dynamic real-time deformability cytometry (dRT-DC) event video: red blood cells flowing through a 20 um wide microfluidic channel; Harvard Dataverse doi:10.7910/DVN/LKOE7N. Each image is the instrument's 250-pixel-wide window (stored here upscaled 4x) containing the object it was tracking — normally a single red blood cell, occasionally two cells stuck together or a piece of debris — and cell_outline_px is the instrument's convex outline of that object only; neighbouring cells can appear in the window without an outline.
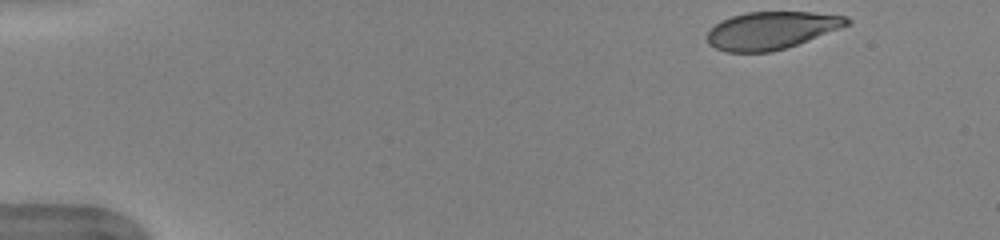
{"species": "human", "species_latin": "Homo sapiens", "temperature_condition": "warm", "stored_images_in_passage": 47, "camera_frame_rate_fps": 3000, "um_per_image_px": 0.085, "donor": {"sex": "female"}, "frame": {"image": 1, "passage_image": 1, "time_ms": 0.0, "image_size_px": [1000, 240], "cell_outline_px": [[852, 24], [796, 44], [772, 52], [724, 52], [708, 44], [708, 32], [720, 20], [744, 12], [812, 12], [848, 16], [852, 20]], "centroid_in_image_um": [65.59, 2.57], "position_along_channel_um": 19.4, "area_um2": 30.58}}
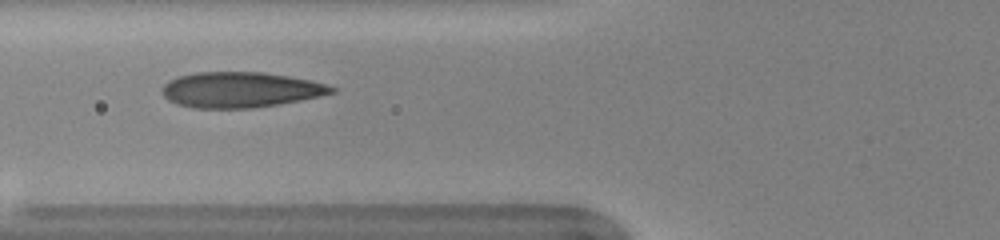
{"frame": {"image": 2, "passage_image": 16, "time_ms": 5.0, "image_size_px": [1000, 240], "cell_outline_px": [[336, 92], [320, 96], [280, 104], [252, 108], [192, 108], [176, 104], [168, 100], [160, 92], [160, 88], [168, 80], [176, 76], [196, 72], [264, 72], [312, 80], [336, 88]], "centroid_in_image_um": [20.38, 7.63], "position_along_channel_um": 105.4, "area_um2": 35.37}}
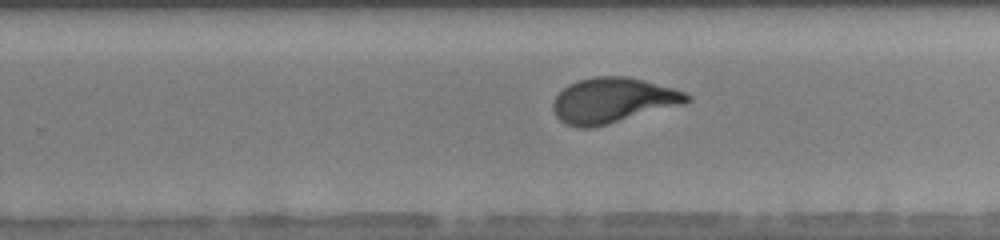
{"frame": {"image": 3, "passage_image": 29, "time_ms": 9.333, "image_size_px": [1000, 240], "cell_outline_px": [[692, 100], [684, 104], [608, 124], [592, 128], [580, 128], [568, 124], [560, 120], [556, 116], [552, 108], [552, 104], [556, 96], [568, 84], [580, 80], [596, 76], [628, 76], [644, 80], [672, 88], [684, 92], [692, 96]], "centroid_in_image_um": [52.1, 8.53], "position_along_channel_um": 277.7, "area_um2": 35.14}, "authors_computed_cell_mechanics": {"area_um2": 34.5066, "velocity_mm_per_s": 3.9855, "shape_relaxation_time_tau1_ms": 3.5349, "shape_relaxation_time_tau2_ms": null, "deformation_change_tau1": 0.1983, "deformation_change_tau2": null}}